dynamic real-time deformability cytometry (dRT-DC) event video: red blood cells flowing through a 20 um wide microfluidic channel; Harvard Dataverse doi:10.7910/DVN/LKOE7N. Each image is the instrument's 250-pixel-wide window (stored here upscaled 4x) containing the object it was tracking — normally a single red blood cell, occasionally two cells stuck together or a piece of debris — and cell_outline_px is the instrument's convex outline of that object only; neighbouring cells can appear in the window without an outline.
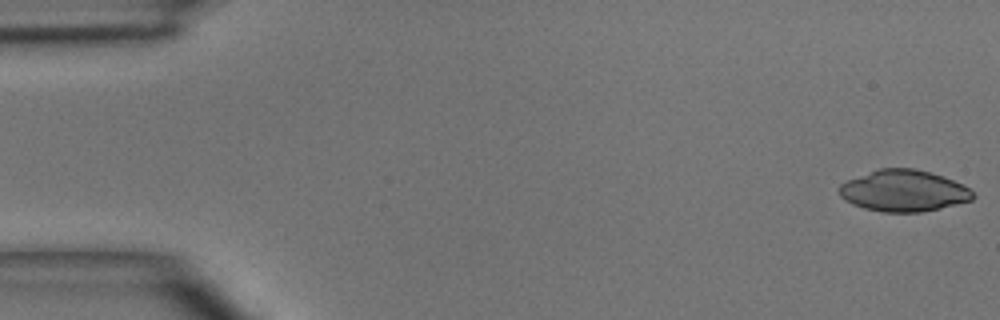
{"species": "common noctule bat (a hibernating species)", "species_latin": "Nyctalus noctula", "temperature_condition": "room temperature", "stored_images_in_passage": 5, "camera_frame_rate_fps": 3000, "um_per_image_px": 0.085, "animal": {"sex": "male", "body_mass_g": 15.6}, "frame": {"image": 1, "passage_image": 1, "time_ms": 0.0, "image_size_px": [1000, 320], "cell_outline_px": [[976, 196], [972, 200], [940, 208], [920, 212], [884, 212], [864, 208], [852, 204], [844, 200], [840, 196], [840, 184], [848, 180], [880, 168], [912, 168], [932, 172], [944, 176], [964, 184]], "centroid_in_image_um": [76.84, 16.21], "position_along_channel_um": 8.2, "area_um2": 32.25}}